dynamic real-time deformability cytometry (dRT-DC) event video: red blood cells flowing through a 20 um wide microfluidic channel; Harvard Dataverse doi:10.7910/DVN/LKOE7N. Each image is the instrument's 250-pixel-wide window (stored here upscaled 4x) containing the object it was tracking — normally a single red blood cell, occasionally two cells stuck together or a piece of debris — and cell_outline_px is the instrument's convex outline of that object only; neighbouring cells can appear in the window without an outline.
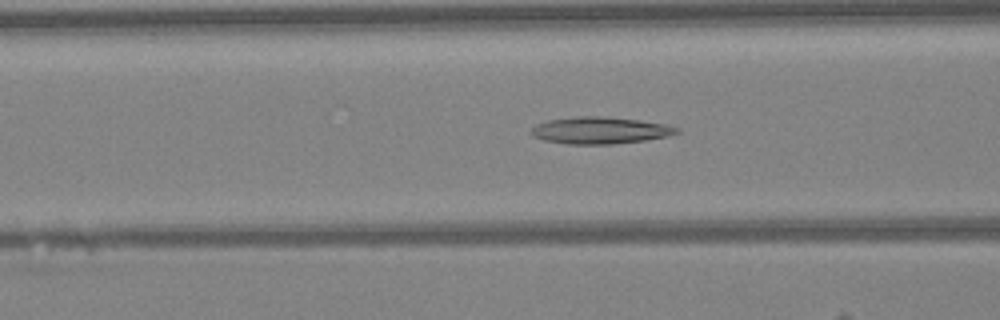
{"species": "Egyptian fruit bat (a non-hibernating species)", "species_latin": "Rousettus aegyptiacus", "temperature_condition": "warm", "stored_images_in_passage": 47, "camera_frame_rate_fps": 3000, "um_per_image_px": 0.085, "animal": {"sex": "female"}, "frame": {"image": 1, "passage_image": 18, "time_ms": 5.667, "image_size_px": [1000, 320], "cell_outline_px": [[680, 132], [664, 136], [644, 140], [612, 144], [568, 144], [544, 140], [532, 136], [532, 128], [536, 124], [548, 120], [576, 116], [600, 116], [640, 120], [668, 124], [680, 128]], "centroid_in_image_um": [51.01, 11.07], "position_along_channel_um": 115.6, "area_um2": 22.72}}
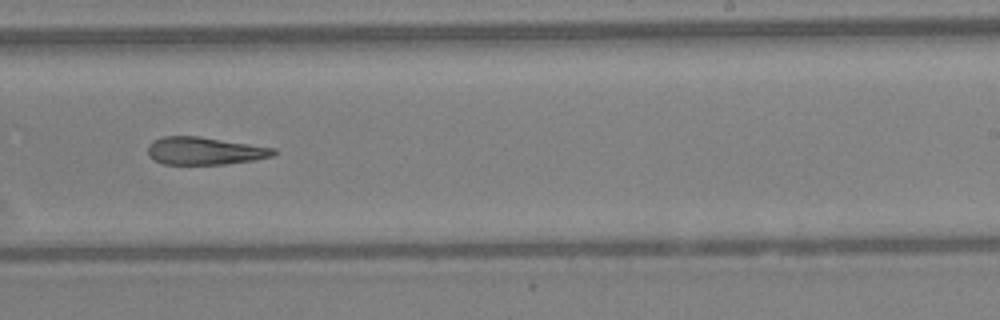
{"frame": {"image": 2, "passage_image": 29, "time_ms": 9.333, "image_size_px": [1000, 320], "cell_outline_px": [[276, 152], [272, 156], [252, 160], [224, 164], [164, 164], [148, 156], [148, 144], [164, 136], [196, 136], [276, 148]], "centroid_in_image_um": [17.38, 12.82], "position_along_channel_um": 271.6, "area_um2": 19.94}}
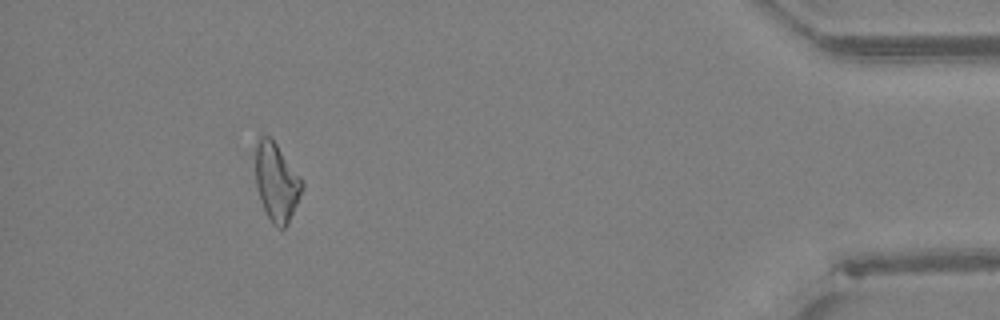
{"frame": {"image": 3, "passage_image": 43, "time_ms": 14.0, "image_size_px": [1000, 320], "cell_outline_px": [[304, 184], [288, 224], [284, 228], [276, 228], [272, 224], [260, 200], [256, 184], [252, 148], [260, 132], [268, 136], [276, 144], [300, 176]], "centroid_in_image_um": [23.43, 15.4], "position_along_channel_um": 411.8, "area_um2": 21.68}}